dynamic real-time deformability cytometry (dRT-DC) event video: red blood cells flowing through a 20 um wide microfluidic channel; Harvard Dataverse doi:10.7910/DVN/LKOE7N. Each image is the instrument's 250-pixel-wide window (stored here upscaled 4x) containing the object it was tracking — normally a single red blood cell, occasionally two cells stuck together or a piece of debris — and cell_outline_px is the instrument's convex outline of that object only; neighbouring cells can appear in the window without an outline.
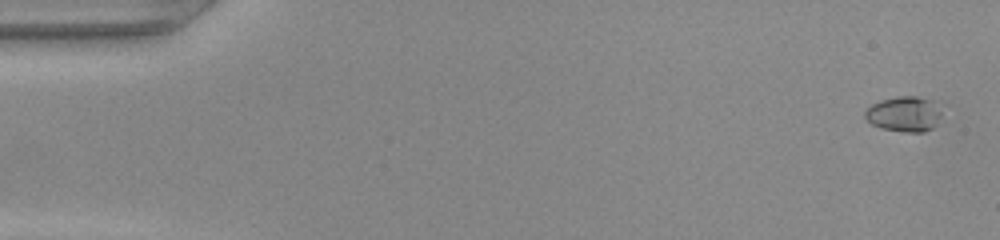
{"species": "common noctule bat (a hibernating species)", "species_latin": "Nyctalus noctula", "temperature_condition": "warm", "stored_images_in_passage": 50, "camera_frame_rate_fps": 3000, "um_per_image_px": 0.085, "animal": {"sex": "female", "body_mass_g": 22.0, "forearm_length_mm": 56.7}, "frame": {"image": 1, "passage_image": 2, "time_ms": 0.333, "image_size_px": [1000, 240], "cell_outline_px": [[940, 116], [936, 124], [932, 128], [924, 132], [908, 132], [880, 128], [872, 124], [864, 116], [864, 112], [872, 104], [880, 100], [896, 96], [916, 96], [932, 100], [940, 104]], "centroid_in_image_um": [76.86, 9.68], "position_along_channel_um": 8.1, "area_um2": 15.84}}
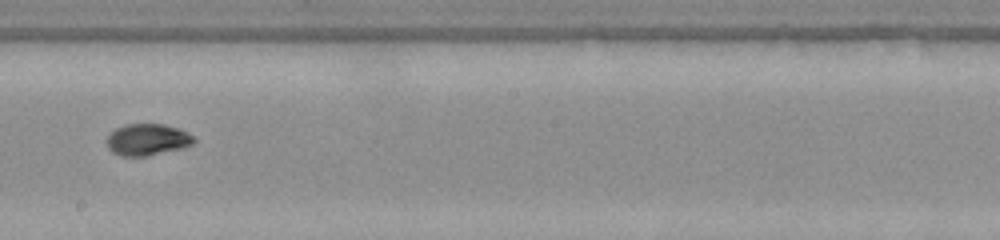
{"frame": {"image": 2, "passage_image": 29, "time_ms": 9.333, "image_size_px": [1000, 240], "cell_outline_px": [[196, 140], [192, 144], [184, 148], [148, 156], [120, 156], [112, 152], [108, 148], [108, 136], [116, 128], [124, 124], [164, 124], [180, 128], [192, 136]], "centroid_in_image_um": [12.55, 11.87], "position_along_channel_um": 235.7, "area_um2": 16.13}}
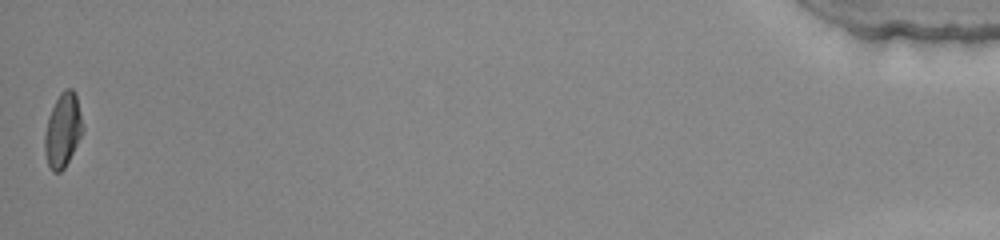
{"frame": {"image": 3, "passage_image": 50, "time_ms": 16.333, "image_size_px": [1000, 240], "cell_outline_px": [[84, 128], [64, 168], [60, 172], [52, 172], [48, 164], [44, 152], [44, 136], [48, 116], [60, 92], [64, 88], [72, 88], [76, 92]], "centroid_in_image_um": [5.33, 11.03], "position_along_channel_um": 429.9, "area_um2": 16.36}}